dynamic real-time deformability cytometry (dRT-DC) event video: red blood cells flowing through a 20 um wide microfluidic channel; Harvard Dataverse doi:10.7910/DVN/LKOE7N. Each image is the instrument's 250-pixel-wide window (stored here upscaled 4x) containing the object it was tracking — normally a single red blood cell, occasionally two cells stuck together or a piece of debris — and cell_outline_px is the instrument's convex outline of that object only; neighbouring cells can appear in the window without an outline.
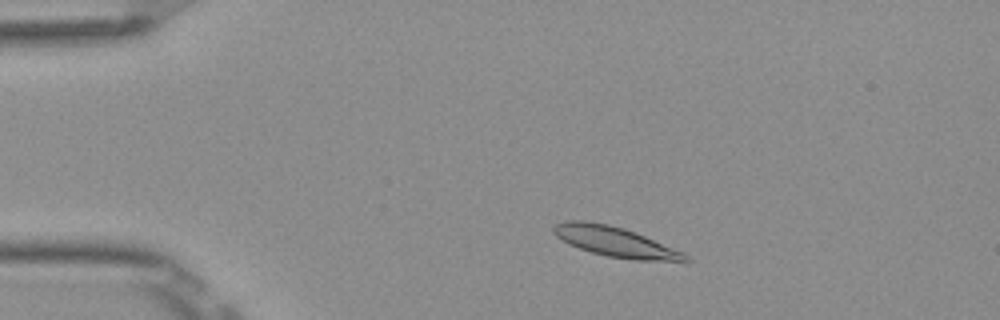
{"species": "Egyptian fruit bat (a non-hibernating species)", "species_latin": "Rousettus aegyptiacus", "temperature_condition": "room temperature", "stored_images_in_passage": 49, "camera_frame_rate_fps": 3000, "um_per_image_px": 0.085, "frame": {"image": 1, "passage_image": 7, "time_ms": 2.0, "image_size_px": [1000, 320], "cell_outline_px": [[692, 260], [632, 260], [608, 256], [592, 252], [568, 244], [556, 236], [552, 232], [552, 228], [556, 224], [564, 220], [584, 220], [608, 224], [624, 228], [636, 232], [684, 252]], "centroid_in_image_um": [52.25, 20.53], "position_along_channel_um": 32.8, "area_um2": 22.95}}
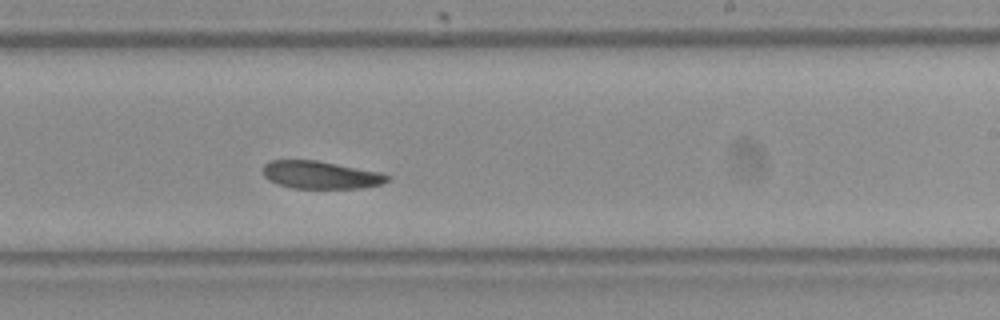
{"frame": {"image": 2, "passage_image": 29, "time_ms": 9.333, "image_size_px": [1000, 320], "cell_outline_px": [[388, 180], [380, 184], [364, 188], [292, 188], [268, 180], [264, 176], [264, 164], [272, 160], [316, 160], [380, 172], [388, 176]], "centroid_in_image_um": [27.24, 14.87], "position_along_channel_um": 261.8, "area_um2": 19.83}}
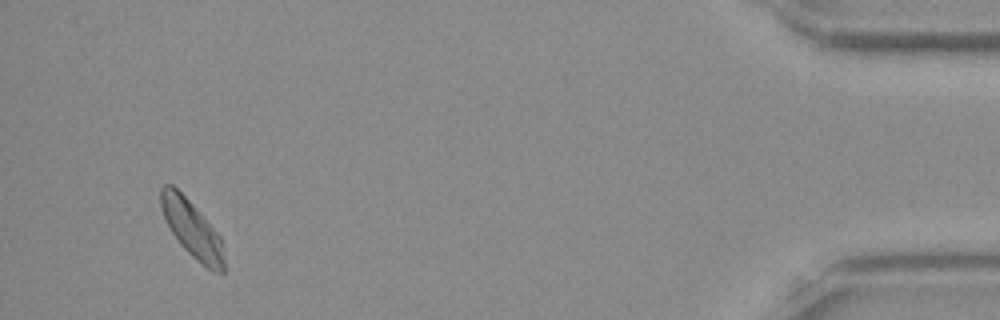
{"frame": {"image": 3, "passage_image": 47, "time_ms": 15.333, "image_size_px": [1000, 320], "cell_outline_px": [[224, 272], [212, 272], [196, 260], [180, 244], [172, 232], [164, 216], [160, 204], [160, 188], [164, 184], [172, 184], [192, 204], [220, 236], [224, 260]], "centroid_in_image_um": [16.31, 19.47], "position_along_channel_um": 418.9, "area_um2": 20.52}}